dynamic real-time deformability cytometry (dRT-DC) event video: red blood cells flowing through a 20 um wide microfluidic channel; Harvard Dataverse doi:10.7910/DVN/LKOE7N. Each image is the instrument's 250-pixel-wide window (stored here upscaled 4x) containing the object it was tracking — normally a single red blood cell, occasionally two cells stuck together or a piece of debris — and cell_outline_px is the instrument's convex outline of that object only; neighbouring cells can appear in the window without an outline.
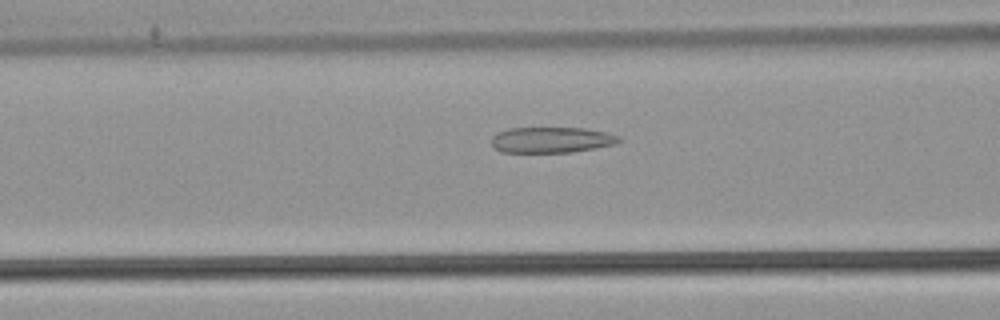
{"species": "common noctule bat (a hibernating species)", "species_latin": "Nyctalus noctula", "temperature_condition": "warm", "stored_images_in_passage": 51, "camera_frame_rate_fps": 3000, "um_per_image_px": 0.085, "animal": {"sex": "male", "body_mass_g": 21.5, "forearm_length_mm": 52.0}, "frame": {"image": 1, "passage_image": 22, "time_ms": 7.0, "image_size_px": [1000, 320], "cell_outline_px": [[624, 140], [616, 144], [596, 148], [572, 152], [500, 152], [492, 144], [492, 136], [496, 132], [508, 128], [584, 128], [608, 132], [620, 136]], "centroid_in_image_um": [46.92, 11.88], "position_along_channel_um": 119.7, "area_um2": 19.36}}
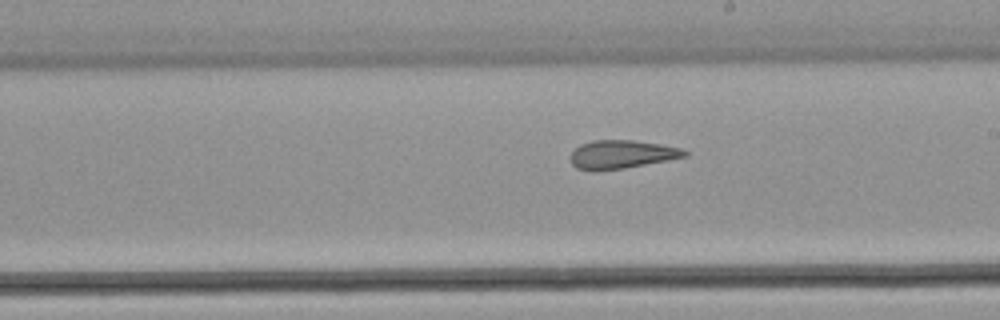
{"frame": {"image": 2, "passage_image": 31, "time_ms": 10.0, "image_size_px": [1000, 320], "cell_outline_px": [[688, 156], [668, 160], [624, 168], [592, 172], [576, 168], [572, 164], [572, 152], [580, 144], [592, 140], [632, 140], [660, 144], [680, 148], [688, 152]], "centroid_in_image_um": [52.82, 13.13], "position_along_channel_um": 236.2, "area_um2": 18.9}}
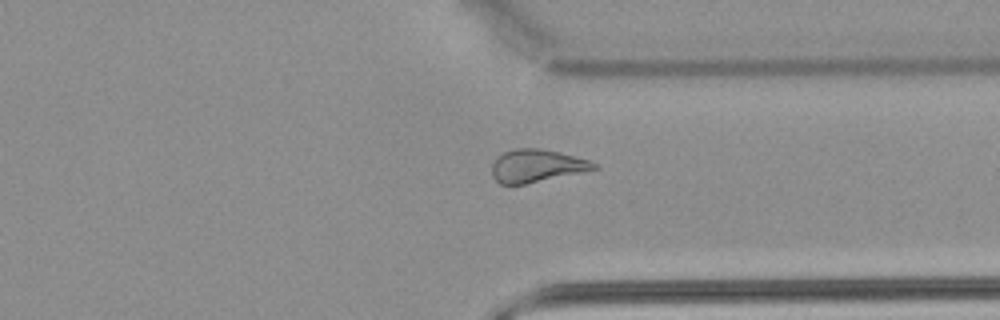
{"frame": {"image": 3, "passage_image": 41, "time_ms": 13.333, "image_size_px": [1000, 320], "cell_outline_px": [[600, 168], [524, 184], [500, 184], [492, 176], [492, 164], [496, 156], [504, 152], [516, 148], [540, 148], [588, 160], [600, 164]], "centroid_in_image_um": [45.59, 14.09], "position_along_channel_um": 365.8, "area_um2": 19.31}, "authors_computed_cell_mechanics": {"area_um2": 21.0392, "velocity_mm_per_s": 3.8883, "shape_relaxation_time_tau1_ms": null, "shape_relaxation_time_tau2_ms": 2.4736, "deformation_change_tau1": null, "deformation_change_tau2": 0.0999}}